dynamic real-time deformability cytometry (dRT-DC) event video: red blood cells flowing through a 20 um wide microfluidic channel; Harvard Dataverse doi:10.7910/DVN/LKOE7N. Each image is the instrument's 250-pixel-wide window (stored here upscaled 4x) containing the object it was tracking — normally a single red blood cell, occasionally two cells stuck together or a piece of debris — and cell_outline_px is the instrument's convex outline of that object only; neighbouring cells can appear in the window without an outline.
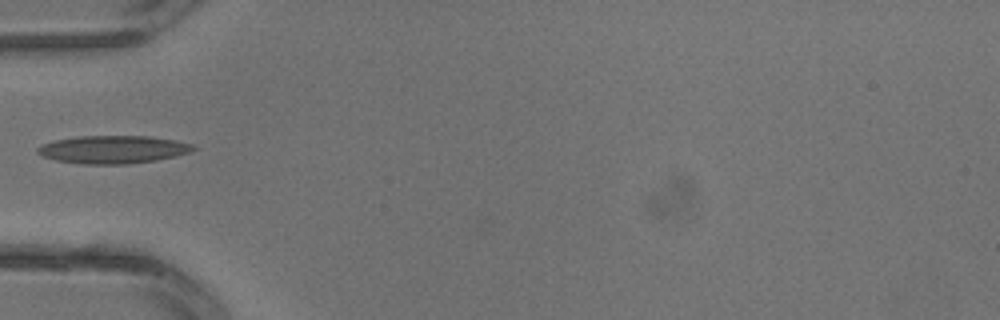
{"species": "common noctule bat (a hibernating species)", "species_latin": "Nyctalus noctula", "temperature_condition": "warm", "stored_images_in_passage": 3, "camera_frame_rate_fps": 3000, "um_per_image_px": 0.085, "animal": {"sex": "male", "body_mass_g": 13.3}, "frame": {"image": 1, "passage_image": 3, "time_ms": 0.667, "image_size_px": [1000, 320], "cell_outline_px": [[200, 148], [192, 152], [176, 156], [156, 160], [128, 164], [80, 164], [56, 160], [40, 156], [36, 152], [36, 148], [44, 144], [56, 140], [76, 136], [148, 136], [176, 140], [192, 144]], "centroid_in_image_um": [9.64, 12.71], "position_along_channel_um": 75.4, "area_um2": 25.55}}